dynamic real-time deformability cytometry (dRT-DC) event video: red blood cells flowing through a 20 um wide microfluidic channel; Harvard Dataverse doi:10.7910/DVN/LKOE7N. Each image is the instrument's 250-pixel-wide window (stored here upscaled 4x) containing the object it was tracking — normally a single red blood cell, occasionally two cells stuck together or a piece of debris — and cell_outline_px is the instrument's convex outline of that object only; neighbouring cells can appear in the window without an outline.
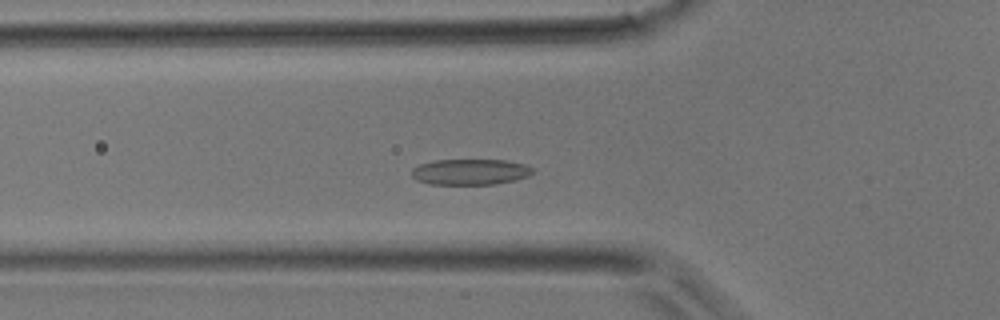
{"species": "common noctule bat (a hibernating species)", "species_latin": "Nyctalus noctula", "temperature_condition": "room temperature", "stored_images_in_passage": 37, "camera_frame_rate_fps": 3000, "um_per_image_px": 0.085, "animal": {"sex": "male", "body_mass_g": 17.9}, "frame": {"image": 1, "passage_image": 11, "time_ms": 3.333, "image_size_px": [1000, 320], "cell_outline_px": [[532, 172], [528, 176], [516, 180], [496, 184], [428, 184], [416, 180], [412, 176], [412, 168], [420, 164], [436, 160], [504, 160], [524, 164], [532, 168]], "centroid_in_image_um": [39.95, 14.61], "position_along_channel_um": 85.9, "area_um2": 18.15}}
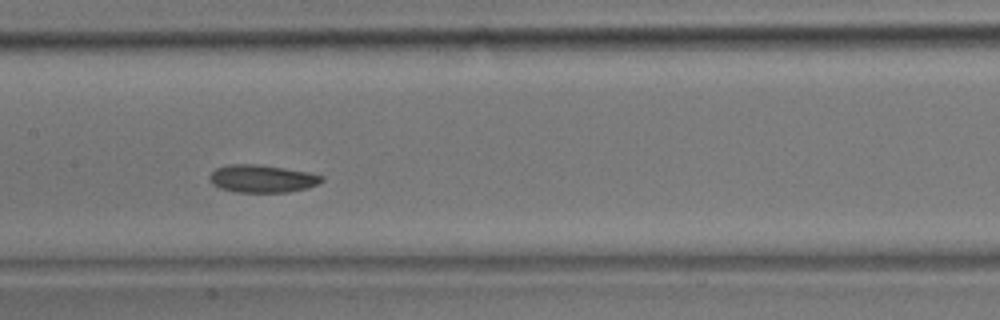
{"frame": {"image": 2, "passage_image": 17, "time_ms": 5.333, "image_size_px": [1000, 320], "cell_outline_px": [[324, 180], [308, 188], [288, 192], [236, 192], [220, 188], [212, 184], [208, 180], [208, 176], [216, 168], [228, 164], [256, 164], [284, 168], [308, 172], [324, 176]], "centroid_in_image_um": [22.25, 15.18], "position_along_channel_um": 185.1, "area_um2": 18.15}}
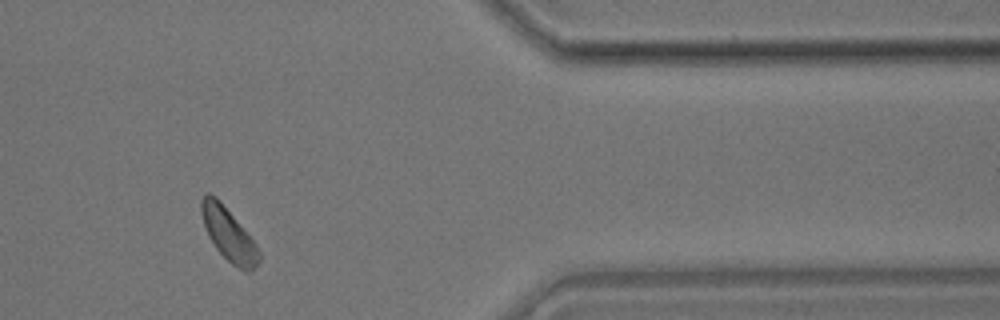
{"frame": {"image": 3, "passage_image": 31, "time_ms": 10.0, "image_size_px": [1000, 320], "cell_outline_px": [[260, 260], [252, 272], [248, 272], [232, 264], [216, 248], [204, 224], [200, 212], [200, 200], [208, 192], [216, 196], [220, 200], [252, 240], [260, 252]], "centroid_in_image_um": [19.42, 19.91], "position_along_channel_um": 392.0, "area_um2": 17.22}}